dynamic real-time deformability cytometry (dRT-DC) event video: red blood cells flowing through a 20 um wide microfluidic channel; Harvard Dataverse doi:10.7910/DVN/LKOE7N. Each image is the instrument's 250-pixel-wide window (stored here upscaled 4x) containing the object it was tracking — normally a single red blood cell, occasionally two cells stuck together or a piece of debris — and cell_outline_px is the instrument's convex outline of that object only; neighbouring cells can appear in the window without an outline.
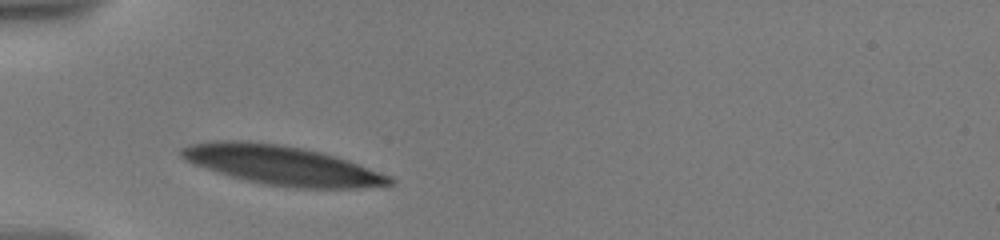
{"species": "human", "species_latin": "Homo sapiens", "temperature_condition": "warm", "stored_images_in_passage": 25, "camera_frame_rate_fps": 3000, "um_per_image_px": 0.085, "donor": {"sex": "male"}, "frame": {"image": 1, "passage_image": 1, "time_ms": 0.0, "image_size_px": [1000, 240], "cell_outline_px": [[396, 184], [360, 188], [296, 188], [268, 184], [248, 180], [232, 176], [184, 160], [180, 156], [180, 148], [192, 144], [224, 140], [236, 140], [276, 144], [300, 148], [320, 152], [336, 156], [348, 160], [392, 176], [396, 180]], "centroid_in_image_um": [24.05, 14.05], "position_along_channel_um": 60.9, "area_um2": 46.93}}
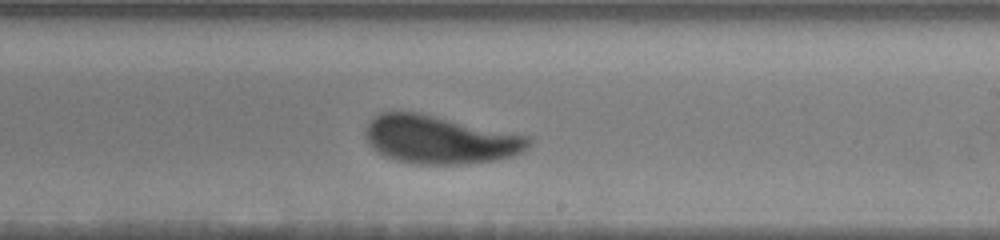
{"frame": {"image": 2, "passage_image": 12, "time_ms": 5.667, "image_size_px": [1000, 240], "cell_outline_px": [[532, 144], [528, 148], [512, 156], [496, 160], [460, 164], [412, 164], [396, 160], [384, 156], [376, 152], [368, 144], [364, 136], [364, 132], [368, 124], [380, 112], [420, 112], [528, 136], [532, 140]], "centroid_in_image_um": [37.36, 11.87], "position_along_channel_um": 251.6, "area_um2": 45.95}}
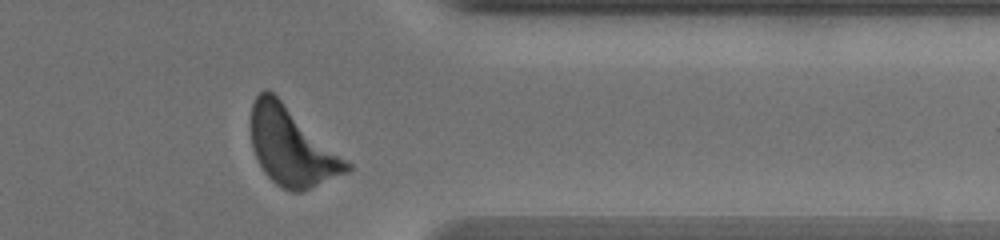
{"frame": {"image": 3, "passage_image": 22, "time_ms": 9.667, "image_size_px": [1000, 240], "cell_outline_px": [[352, 172], [300, 192], [292, 192], [276, 184], [264, 172], [252, 148], [252, 104], [256, 96], [264, 88], [268, 88], [352, 164]], "centroid_in_image_um": [24.83, 12.48], "position_along_channel_um": 386.6, "area_um2": 43.29}, "authors_computed_cell_mechanics": {"area_um2": 46.0088, "velocity_mm_per_s": 3.5165, "shape_relaxation_time_tau1_ms": 2.3697, "shape_relaxation_time_tau2_ms": 2.6064, "deformation_change_tau1": 0.1489, "deformation_change_tau2": 0.092}}